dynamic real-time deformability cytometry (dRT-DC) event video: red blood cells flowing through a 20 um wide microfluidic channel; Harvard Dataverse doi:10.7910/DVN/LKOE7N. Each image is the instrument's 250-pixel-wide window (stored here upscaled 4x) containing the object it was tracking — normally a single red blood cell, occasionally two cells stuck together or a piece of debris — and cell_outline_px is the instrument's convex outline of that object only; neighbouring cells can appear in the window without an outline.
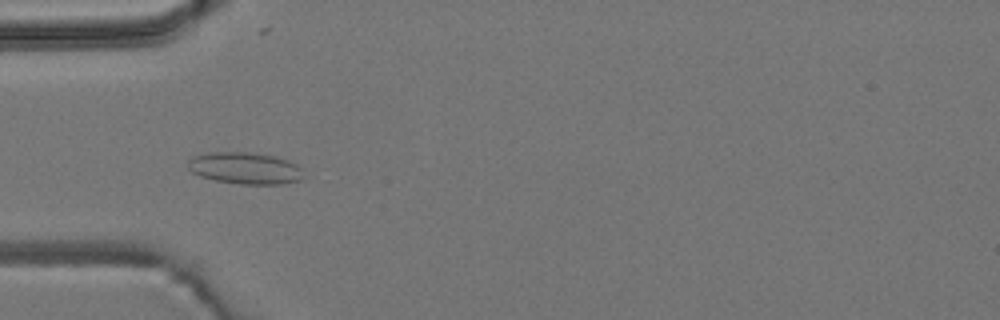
{"species": "common noctule bat (a hibernating species)", "species_latin": "Nyctalus noctula", "temperature_condition": "room temperature", "stored_images_in_passage": 7, "camera_frame_rate_fps": 3000, "um_per_image_px": 0.085, "animal": {"sex": "male", "body_mass_g": 19.2, "forearm_length_mm": 51.8}, "frame": {"image": 1, "passage_image": 5, "time_ms": 4.667, "image_size_px": [1000, 320], "cell_outline_px": [[304, 176], [300, 180], [280, 184], [240, 184], [216, 180], [200, 176], [192, 172], [184, 164], [192, 156], [208, 152], [248, 152], [276, 156], [288, 160], [296, 164], [300, 168]], "centroid_in_image_um": [20.79, 14.28], "position_along_channel_um": 64.2, "area_um2": 21.56}}
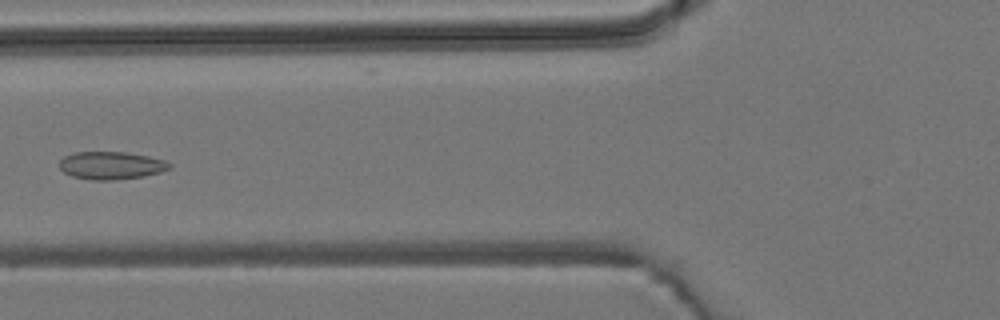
{"frame": {"image": 2, "passage_image": 6, "time_ms": 6.0, "image_size_px": [1000, 320], "cell_outline_px": [[172, 168], [160, 172], [144, 176], [116, 180], [92, 180], [72, 176], [64, 172], [60, 168], [60, 160], [64, 156], [76, 152], [124, 152], [148, 156], [164, 160], [172, 164]], "centroid_in_image_um": [9.46, 14.07], "position_along_channel_um": 116.3, "area_um2": 17.8}}
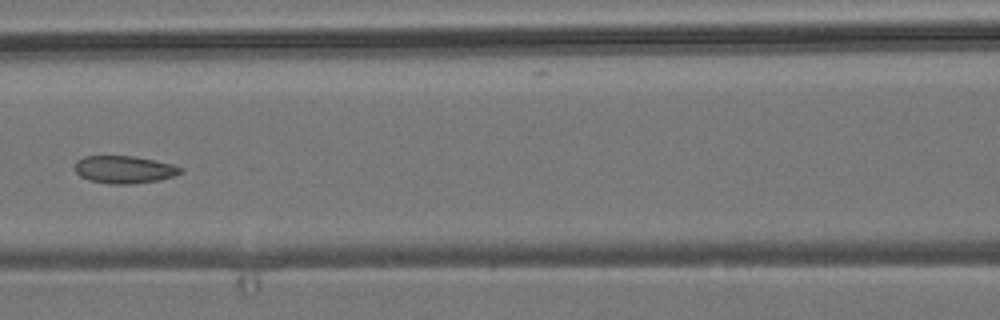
{"frame": {"image": 3, "passage_image": 7, "time_ms": 7.0, "image_size_px": [1000, 320], "cell_outline_px": [[184, 172], [176, 176], [160, 180], [132, 184], [112, 184], [88, 180], [80, 176], [76, 172], [76, 160], [84, 156], [132, 156], [172, 164], [184, 168]], "centroid_in_image_um": [10.6, 14.42], "position_along_channel_um": 156.0, "area_um2": 17.05}}